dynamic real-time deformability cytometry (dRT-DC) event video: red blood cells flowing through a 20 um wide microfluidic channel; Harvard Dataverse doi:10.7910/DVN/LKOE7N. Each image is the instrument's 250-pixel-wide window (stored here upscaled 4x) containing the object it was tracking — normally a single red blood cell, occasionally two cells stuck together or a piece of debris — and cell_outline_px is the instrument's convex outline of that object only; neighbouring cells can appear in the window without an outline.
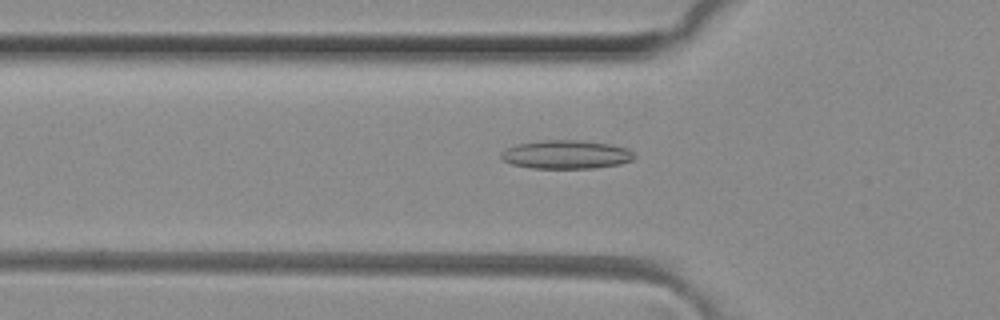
{"species": "common noctule bat (a hibernating species)", "species_latin": "Nyctalus noctula", "temperature_condition": "room temperature", "stored_images_in_passage": 38, "camera_frame_rate_fps": 3000, "um_per_image_px": 0.085, "animal": {"sex": "female", "body_mass_g": 29.2, "forearm_length_mm": 56.3}, "frame": {"image": 1, "passage_image": 5, "time_ms": 1.333, "image_size_px": [1000, 320], "cell_outline_px": [[636, 156], [632, 160], [620, 164], [592, 168], [532, 168], [512, 164], [504, 160], [500, 156], [500, 152], [504, 148], [516, 144], [544, 140], [576, 140], [612, 144], [628, 148]], "centroid_in_image_um": [48.11, 13.13], "position_along_channel_um": 77.7, "area_um2": 22.25}}
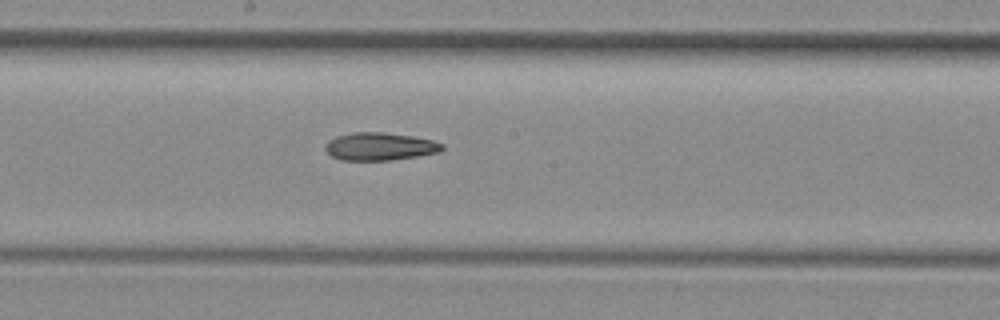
{"frame": {"image": 2, "passage_image": 15, "time_ms": 4.667, "image_size_px": [1000, 320], "cell_outline_px": [[444, 148], [440, 152], [416, 156], [388, 160], [340, 160], [332, 156], [324, 148], [328, 140], [336, 136], [352, 132], [384, 132], [412, 136], [432, 140], [444, 144]], "centroid_in_image_um": [32.27, 12.44], "position_along_channel_um": 215.9, "area_um2": 18.9}}
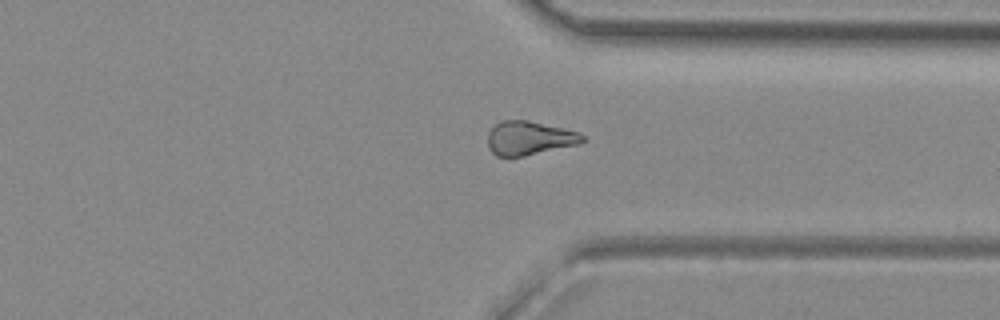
{"frame": {"image": 3, "passage_image": 26, "time_ms": 8.333, "image_size_px": [1000, 320], "cell_outline_px": [[588, 140], [580, 144], [508, 160], [496, 156], [488, 148], [488, 132], [500, 120], [528, 120], [580, 132]], "centroid_in_image_um": [44.99, 11.78], "position_along_channel_um": 366.4, "area_um2": 19.36}}